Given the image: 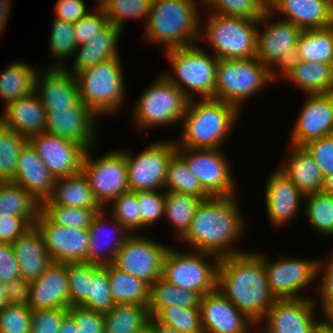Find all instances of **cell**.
<instances>
[{
	"mask_svg": "<svg viewBox=\"0 0 333 333\" xmlns=\"http://www.w3.org/2000/svg\"><path fill=\"white\" fill-rule=\"evenodd\" d=\"M27 306L32 311L69 307L67 263L53 262L38 279L30 282Z\"/></svg>",
	"mask_w": 333,
	"mask_h": 333,
	"instance_id": "cell-26",
	"label": "cell"
},
{
	"mask_svg": "<svg viewBox=\"0 0 333 333\" xmlns=\"http://www.w3.org/2000/svg\"><path fill=\"white\" fill-rule=\"evenodd\" d=\"M175 248L170 246L165 254L162 278L201 297L215 291L220 258L206 252L186 250L187 253Z\"/></svg>",
	"mask_w": 333,
	"mask_h": 333,
	"instance_id": "cell-11",
	"label": "cell"
},
{
	"mask_svg": "<svg viewBox=\"0 0 333 333\" xmlns=\"http://www.w3.org/2000/svg\"><path fill=\"white\" fill-rule=\"evenodd\" d=\"M148 307L140 304H114L104 313V333H136L148 325Z\"/></svg>",
	"mask_w": 333,
	"mask_h": 333,
	"instance_id": "cell-38",
	"label": "cell"
},
{
	"mask_svg": "<svg viewBox=\"0 0 333 333\" xmlns=\"http://www.w3.org/2000/svg\"><path fill=\"white\" fill-rule=\"evenodd\" d=\"M28 141L55 179L81 172L86 151L81 144L47 132L33 135Z\"/></svg>",
	"mask_w": 333,
	"mask_h": 333,
	"instance_id": "cell-20",
	"label": "cell"
},
{
	"mask_svg": "<svg viewBox=\"0 0 333 333\" xmlns=\"http://www.w3.org/2000/svg\"><path fill=\"white\" fill-rule=\"evenodd\" d=\"M154 318L182 333H203L199 308L172 305L162 308Z\"/></svg>",
	"mask_w": 333,
	"mask_h": 333,
	"instance_id": "cell-50",
	"label": "cell"
},
{
	"mask_svg": "<svg viewBox=\"0 0 333 333\" xmlns=\"http://www.w3.org/2000/svg\"><path fill=\"white\" fill-rule=\"evenodd\" d=\"M172 72L162 73L188 100L209 99L215 95L219 60L197 45L164 50ZM195 95H194V94Z\"/></svg>",
	"mask_w": 333,
	"mask_h": 333,
	"instance_id": "cell-5",
	"label": "cell"
},
{
	"mask_svg": "<svg viewBox=\"0 0 333 333\" xmlns=\"http://www.w3.org/2000/svg\"><path fill=\"white\" fill-rule=\"evenodd\" d=\"M108 18L104 9L95 4V8L74 23V35L77 45L88 42L108 24Z\"/></svg>",
	"mask_w": 333,
	"mask_h": 333,
	"instance_id": "cell-56",
	"label": "cell"
},
{
	"mask_svg": "<svg viewBox=\"0 0 333 333\" xmlns=\"http://www.w3.org/2000/svg\"><path fill=\"white\" fill-rule=\"evenodd\" d=\"M108 278V264L93 263V276L90 281L88 299L81 305L89 310L106 313L114 307Z\"/></svg>",
	"mask_w": 333,
	"mask_h": 333,
	"instance_id": "cell-49",
	"label": "cell"
},
{
	"mask_svg": "<svg viewBox=\"0 0 333 333\" xmlns=\"http://www.w3.org/2000/svg\"><path fill=\"white\" fill-rule=\"evenodd\" d=\"M45 132L75 141L86 150L94 147L99 136L97 116L82 102L56 111H46Z\"/></svg>",
	"mask_w": 333,
	"mask_h": 333,
	"instance_id": "cell-21",
	"label": "cell"
},
{
	"mask_svg": "<svg viewBox=\"0 0 333 333\" xmlns=\"http://www.w3.org/2000/svg\"><path fill=\"white\" fill-rule=\"evenodd\" d=\"M54 8V17L71 23L78 22L91 10L84 0H57Z\"/></svg>",
	"mask_w": 333,
	"mask_h": 333,
	"instance_id": "cell-62",
	"label": "cell"
},
{
	"mask_svg": "<svg viewBox=\"0 0 333 333\" xmlns=\"http://www.w3.org/2000/svg\"><path fill=\"white\" fill-rule=\"evenodd\" d=\"M21 277L12 244H0V281L5 285Z\"/></svg>",
	"mask_w": 333,
	"mask_h": 333,
	"instance_id": "cell-61",
	"label": "cell"
},
{
	"mask_svg": "<svg viewBox=\"0 0 333 333\" xmlns=\"http://www.w3.org/2000/svg\"><path fill=\"white\" fill-rule=\"evenodd\" d=\"M288 149L287 157L278 168L304 196L323 191L324 177L310 153L303 146L290 144Z\"/></svg>",
	"mask_w": 333,
	"mask_h": 333,
	"instance_id": "cell-32",
	"label": "cell"
},
{
	"mask_svg": "<svg viewBox=\"0 0 333 333\" xmlns=\"http://www.w3.org/2000/svg\"><path fill=\"white\" fill-rule=\"evenodd\" d=\"M42 204L103 209L95 200L84 173L57 178L50 196Z\"/></svg>",
	"mask_w": 333,
	"mask_h": 333,
	"instance_id": "cell-33",
	"label": "cell"
},
{
	"mask_svg": "<svg viewBox=\"0 0 333 333\" xmlns=\"http://www.w3.org/2000/svg\"><path fill=\"white\" fill-rule=\"evenodd\" d=\"M242 111L222 100H189L181 119L182 134L174 140L176 147L190 149H223V145L237 126ZM226 140V141H225Z\"/></svg>",
	"mask_w": 333,
	"mask_h": 333,
	"instance_id": "cell-3",
	"label": "cell"
},
{
	"mask_svg": "<svg viewBox=\"0 0 333 333\" xmlns=\"http://www.w3.org/2000/svg\"><path fill=\"white\" fill-rule=\"evenodd\" d=\"M103 0H96V4H100Z\"/></svg>",
	"mask_w": 333,
	"mask_h": 333,
	"instance_id": "cell-71",
	"label": "cell"
},
{
	"mask_svg": "<svg viewBox=\"0 0 333 333\" xmlns=\"http://www.w3.org/2000/svg\"><path fill=\"white\" fill-rule=\"evenodd\" d=\"M41 203L22 186L7 181L0 184V217L39 216Z\"/></svg>",
	"mask_w": 333,
	"mask_h": 333,
	"instance_id": "cell-41",
	"label": "cell"
},
{
	"mask_svg": "<svg viewBox=\"0 0 333 333\" xmlns=\"http://www.w3.org/2000/svg\"><path fill=\"white\" fill-rule=\"evenodd\" d=\"M148 325L151 327L153 333H182L158 322L154 317H150Z\"/></svg>",
	"mask_w": 333,
	"mask_h": 333,
	"instance_id": "cell-66",
	"label": "cell"
},
{
	"mask_svg": "<svg viewBox=\"0 0 333 333\" xmlns=\"http://www.w3.org/2000/svg\"><path fill=\"white\" fill-rule=\"evenodd\" d=\"M55 180L28 141L21 149L15 176L10 182L22 186L42 204L50 196Z\"/></svg>",
	"mask_w": 333,
	"mask_h": 333,
	"instance_id": "cell-28",
	"label": "cell"
},
{
	"mask_svg": "<svg viewBox=\"0 0 333 333\" xmlns=\"http://www.w3.org/2000/svg\"><path fill=\"white\" fill-rule=\"evenodd\" d=\"M329 257L326 262L319 259L316 269V278L319 281L316 289L323 317L333 314V253Z\"/></svg>",
	"mask_w": 333,
	"mask_h": 333,
	"instance_id": "cell-55",
	"label": "cell"
},
{
	"mask_svg": "<svg viewBox=\"0 0 333 333\" xmlns=\"http://www.w3.org/2000/svg\"><path fill=\"white\" fill-rule=\"evenodd\" d=\"M137 200L140 211V230L143 229L145 234H149L147 229L164 218L165 190L137 192Z\"/></svg>",
	"mask_w": 333,
	"mask_h": 333,
	"instance_id": "cell-53",
	"label": "cell"
},
{
	"mask_svg": "<svg viewBox=\"0 0 333 333\" xmlns=\"http://www.w3.org/2000/svg\"><path fill=\"white\" fill-rule=\"evenodd\" d=\"M164 190L194 195L202 200L210 198L199 180L190 171L185 159L178 152L172 156L169 162Z\"/></svg>",
	"mask_w": 333,
	"mask_h": 333,
	"instance_id": "cell-42",
	"label": "cell"
},
{
	"mask_svg": "<svg viewBox=\"0 0 333 333\" xmlns=\"http://www.w3.org/2000/svg\"><path fill=\"white\" fill-rule=\"evenodd\" d=\"M152 0H103L99 5L104 9L108 22L123 31L125 21L145 20L147 22Z\"/></svg>",
	"mask_w": 333,
	"mask_h": 333,
	"instance_id": "cell-45",
	"label": "cell"
},
{
	"mask_svg": "<svg viewBox=\"0 0 333 333\" xmlns=\"http://www.w3.org/2000/svg\"><path fill=\"white\" fill-rule=\"evenodd\" d=\"M148 235L131 234L117 252L113 265L152 285L162 277L163 260L170 246Z\"/></svg>",
	"mask_w": 333,
	"mask_h": 333,
	"instance_id": "cell-15",
	"label": "cell"
},
{
	"mask_svg": "<svg viewBox=\"0 0 333 333\" xmlns=\"http://www.w3.org/2000/svg\"><path fill=\"white\" fill-rule=\"evenodd\" d=\"M31 315L27 305L6 304L0 309V333H31Z\"/></svg>",
	"mask_w": 333,
	"mask_h": 333,
	"instance_id": "cell-54",
	"label": "cell"
},
{
	"mask_svg": "<svg viewBox=\"0 0 333 333\" xmlns=\"http://www.w3.org/2000/svg\"><path fill=\"white\" fill-rule=\"evenodd\" d=\"M45 68L38 71L34 90L45 110L75 106L80 101L75 76L65 69Z\"/></svg>",
	"mask_w": 333,
	"mask_h": 333,
	"instance_id": "cell-25",
	"label": "cell"
},
{
	"mask_svg": "<svg viewBox=\"0 0 333 333\" xmlns=\"http://www.w3.org/2000/svg\"><path fill=\"white\" fill-rule=\"evenodd\" d=\"M37 219L38 216L0 217V243L13 244L35 224Z\"/></svg>",
	"mask_w": 333,
	"mask_h": 333,
	"instance_id": "cell-59",
	"label": "cell"
},
{
	"mask_svg": "<svg viewBox=\"0 0 333 333\" xmlns=\"http://www.w3.org/2000/svg\"><path fill=\"white\" fill-rule=\"evenodd\" d=\"M303 203L304 218L311 228L323 237H333V195L325 191L312 193L305 196Z\"/></svg>",
	"mask_w": 333,
	"mask_h": 333,
	"instance_id": "cell-43",
	"label": "cell"
},
{
	"mask_svg": "<svg viewBox=\"0 0 333 333\" xmlns=\"http://www.w3.org/2000/svg\"><path fill=\"white\" fill-rule=\"evenodd\" d=\"M28 138L5 127L0 122V180L11 181L15 176L18 158Z\"/></svg>",
	"mask_w": 333,
	"mask_h": 333,
	"instance_id": "cell-46",
	"label": "cell"
},
{
	"mask_svg": "<svg viewBox=\"0 0 333 333\" xmlns=\"http://www.w3.org/2000/svg\"><path fill=\"white\" fill-rule=\"evenodd\" d=\"M111 296L115 304H140L148 306L150 285L128 272L108 264Z\"/></svg>",
	"mask_w": 333,
	"mask_h": 333,
	"instance_id": "cell-36",
	"label": "cell"
},
{
	"mask_svg": "<svg viewBox=\"0 0 333 333\" xmlns=\"http://www.w3.org/2000/svg\"><path fill=\"white\" fill-rule=\"evenodd\" d=\"M201 296L194 292L177 288L162 277L150 285L148 311L154 317L162 308L180 306L186 308H199Z\"/></svg>",
	"mask_w": 333,
	"mask_h": 333,
	"instance_id": "cell-37",
	"label": "cell"
},
{
	"mask_svg": "<svg viewBox=\"0 0 333 333\" xmlns=\"http://www.w3.org/2000/svg\"><path fill=\"white\" fill-rule=\"evenodd\" d=\"M12 245L14 255L19 262L21 278L25 281H35L53 263L44 239L35 225Z\"/></svg>",
	"mask_w": 333,
	"mask_h": 333,
	"instance_id": "cell-31",
	"label": "cell"
},
{
	"mask_svg": "<svg viewBox=\"0 0 333 333\" xmlns=\"http://www.w3.org/2000/svg\"><path fill=\"white\" fill-rule=\"evenodd\" d=\"M209 12L229 17L259 20L268 10V0H202Z\"/></svg>",
	"mask_w": 333,
	"mask_h": 333,
	"instance_id": "cell-47",
	"label": "cell"
},
{
	"mask_svg": "<svg viewBox=\"0 0 333 333\" xmlns=\"http://www.w3.org/2000/svg\"><path fill=\"white\" fill-rule=\"evenodd\" d=\"M297 45L302 61L333 65V25L302 30Z\"/></svg>",
	"mask_w": 333,
	"mask_h": 333,
	"instance_id": "cell-39",
	"label": "cell"
},
{
	"mask_svg": "<svg viewBox=\"0 0 333 333\" xmlns=\"http://www.w3.org/2000/svg\"><path fill=\"white\" fill-rule=\"evenodd\" d=\"M200 5L202 0H152L143 38L165 50L198 44Z\"/></svg>",
	"mask_w": 333,
	"mask_h": 333,
	"instance_id": "cell-4",
	"label": "cell"
},
{
	"mask_svg": "<svg viewBox=\"0 0 333 333\" xmlns=\"http://www.w3.org/2000/svg\"><path fill=\"white\" fill-rule=\"evenodd\" d=\"M313 333H333V321L324 316V319H321L315 326Z\"/></svg>",
	"mask_w": 333,
	"mask_h": 333,
	"instance_id": "cell-67",
	"label": "cell"
},
{
	"mask_svg": "<svg viewBox=\"0 0 333 333\" xmlns=\"http://www.w3.org/2000/svg\"><path fill=\"white\" fill-rule=\"evenodd\" d=\"M271 83L274 82L270 77L269 67L256 57L220 59L213 98L234 105L241 111L245 100L259 94Z\"/></svg>",
	"mask_w": 333,
	"mask_h": 333,
	"instance_id": "cell-9",
	"label": "cell"
},
{
	"mask_svg": "<svg viewBox=\"0 0 333 333\" xmlns=\"http://www.w3.org/2000/svg\"><path fill=\"white\" fill-rule=\"evenodd\" d=\"M217 290L256 326L277 300L268 286L264 253L260 251L220 258Z\"/></svg>",
	"mask_w": 333,
	"mask_h": 333,
	"instance_id": "cell-1",
	"label": "cell"
},
{
	"mask_svg": "<svg viewBox=\"0 0 333 333\" xmlns=\"http://www.w3.org/2000/svg\"><path fill=\"white\" fill-rule=\"evenodd\" d=\"M333 321V314L328 316Z\"/></svg>",
	"mask_w": 333,
	"mask_h": 333,
	"instance_id": "cell-73",
	"label": "cell"
},
{
	"mask_svg": "<svg viewBox=\"0 0 333 333\" xmlns=\"http://www.w3.org/2000/svg\"><path fill=\"white\" fill-rule=\"evenodd\" d=\"M264 253V265L268 286L276 299L311 298L304 296L302 290H309L315 282L316 269L319 259L289 258L282 255L278 260H268Z\"/></svg>",
	"mask_w": 333,
	"mask_h": 333,
	"instance_id": "cell-16",
	"label": "cell"
},
{
	"mask_svg": "<svg viewBox=\"0 0 333 333\" xmlns=\"http://www.w3.org/2000/svg\"><path fill=\"white\" fill-rule=\"evenodd\" d=\"M88 233L90 240L87 262L101 266L113 264L117 252L131 235L113 216L108 215L105 209L93 217Z\"/></svg>",
	"mask_w": 333,
	"mask_h": 333,
	"instance_id": "cell-24",
	"label": "cell"
},
{
	"mask_svg": "<svg viewBox=\"0 0 333 333\" xmlns=\"http://www.w3.org/2000/svg\"><path fill=\"white\" fill-rule=\"evenodd\" d=\"M316 304L314 299L307 297L277 299L254 331L258 329V333H313L320 321L315 316L319 308Z\"/></svg>",
	"mask_w": 333,
	"mask_h": 333,
	"instance_id": "cell-17",
	"label": "cell"
},
{
	"mask_svg": "<svg viewBox=\"0 0 333 333\" xmlns=\"http://www.w3.org/2000/svg\"><path fill=\"white\" fill-rule=\"evenodd\" d=\"M202 199L190 194L165 191L164 217L173 225L180 240L189 230L194 213Z\"/></svg>",
	"mask_w": 333,
	"mask_h": 333,
	"instance_id": "cell-40",
	"label": "cell"
},
{
	"mask_svg": "<svg viewBox=\"0 0 333 333\" xmlns=\"http://www.w3.org/2000/svg\"><path fill=\"white\" fill-rule=\"evenodd\" d=\"M236 201V196L202 200L189 230L180 240L186 243L184 245L191 246V250L210 253L219 258L246 252L234 246L246 233L243 232L245 218Z\"/></svg>",
	"mask_w": 333,
	"mask_h": 333,
	"instance_id": "cell-2",
	"label": "cell"
},
{
	"mask_svg": "<svg viewBox=\"0 0 333 333\" xmlns=\"http://www.w3.org/2000/svg\"><path fill=\"white\" fill-rule=\"evenodd\" d=\"M69 306H81L89 296L93 263H67Z\"/></svg>",
	"mask_w": 333,
	"mask_h": 333,
	"instance_id": "cell-52",
	"label": "cell"
},
{
	"mask_svg": "<svg viewBox=\"0 0 333 333\" xmlns=\"http://www.w3.org/2000/svg\"><path fill=\"white\" fill-rule=\"evenodd\" d=\"M7 304L27 305L29 301L30 282L21 277L6 285Z\"/></svg>",
	"mask_w": 333,
	"mask_h": 333,
	"instance_id": "cell-63",
	"label": "cell"
},
{
	"mask_svg": "<svg viewBox=\"0 0 333 333\" xmlns=\"http://www.w3.org/2000/svg\"><path fill=\"white\" fill-rule=\"evenodd\" d=\"M7 304L6 301V286L0 281V309Z\"/></svg>",
	"mask_w": 333,
	"mask_h": 333,
	"instance_id": "cell-69",
	"label": "cell"
},
{
	"mask_svg": "<svg viewBox=\"0 0 333 333\" xmlns=\"http://www.w3.org/2000/svg\"><path fill=\"white\" fill-rule=\"evenodd\" d=\"M268 11L302 30L333 25V7L328 0H268Z\"/></svg>",
	"mask_w": 333,
	"mask_h": 333,
	"instance_id": "cell-27",
	"label": "cell"
},
{
	"mask_svg": "<svg viewBox=\"0 0 333 333\" xmlns=\"http://www.w3.org/2000/svg\"><path fill=\"white\" fill-rule=\"evenodd\" d=\"M90 150L85 151L81 171L89 181L95 200L105 209L116 197L129 191L126 159L120 149L95 159Z\"/></svg>",
	"mask_w": 333,
	"mask_h": 333,
	"instance_id": "cell-13",
	"label": "cell"
},
{
	"mask_svg": "<svg viewBox=\"0 0 333 333\" xmlns=\"http://www.w3.org/2000/svg\"><path fill=\"white\" fill-rule=\"evenodd\" d=\"M109 214L113 216L130 234L140 232V211L137 192L127 191L116 197L111 203Z\"/></svg>",
	"mask_w": 333,
	"mask_h": 333,
	"instance_id": "cell-51",
	"label": "cell"
},
{
	"mask_svg": "<svg viewBox=\"0 0 333 333\" xmlns=\"http://www.w3.org/2000/svg\"><path fill=\"white\" fill-rule=\"evenodd\" d=\"M12 3L10 0H0V32L2 33L9 20Z\"/></svg>",
	"mask_w": 333,
	"mask_h": 333,
	"instance_id": "cell-64",
	"label": "cell"
},
{
	"mask_svg": "<svg viewBox=\"0 0 333 333\" xmlns=\"http://www.w3.org/2000/svg\"><path fill=\"white\" fill-rule=\"evenodd\" d=\"M129 191H153L164 188L168 165L177 152L174 140L150 143L138 154L124 148Z\"/></svg>",
	"mask_w": 333,
	"mask_h": 333,
	"instance_id": "cell-12",
	"label": "cell"
},
{
	"mask_svg": "<svg viewBox=\"0 0 333 333\" xmlns=\"http://www.w3.org/2000/svg\"><path fill=\"white\" fill-rule=\"evenodd\" d=\"M268 176L264 194L267 219L275 227H281L300 213L305 196L279 168Z\"/></svg>",
	"mask_w": 333,
	"mask_h": 333,
	"instance_id": "cell-23",
	"label": "cell"
},
{
	"mask_svg": "<svg viewBox=\"0 0 333 333\" xmlns=\"http://www.w3.org/2000/svg\"><path fill=\"white\" fill-rule=\"evenodd\" d=\"M303 147L314 158L324 178L333 174V134L310 141Z\"/></svg>",
	"mask_w": 333,
	"mask_h": 333,
	"instance_id": "cell-57",
	"label": "cell"
},
{
	"mask_svg": "<svg viewBox=\"0 0 333 333\" xmlns=\"http://www.w3.org/2000/svg\"><path fill=\"white\" fill-rule=\"evenodd\" d=\"M39 68H34L26 62L10 63L0 74V100L4 107L9 103L26 97L34 92L35 80Z\"/></svg>",
	"mask_w": 333,
	"mask_h": 333,
	"instance_id": "cell-35",
	"label": "cell"
},
{
	"mask_svg": "<svg viewBox=\"0 0 333 333\" xmlns=\"http://www.w3.org/2000/svg\"><path fill=\"white\" fill-rule=\"evenodd\" d=\"M67 314L65 308L38 309L32 311L31 333H58L63 317Z\"/></svg>",
	"mask_w": 333,
	"mask_h": 333,
	"instance_id": "cell-58",
	"label": "cell"
},
{
	"mask_svg": "<svg viewBox=\"0 0 333 333\" xmlns=\"http://www.w3.org/2000/svg\"><path fill=\"white\" fill-rule=\"evenodd\" d=\"M323 191L333 195V174L328 175L327 177L324 178Z\"/></svg>",
	"mask_w": 333,
	"mask_h": 333,
	"instance_id": "cell-68",
	"label": "cell"
},
{
	"mask_svg": "<svg viewBox=\"0 0 333 333\" xmlns=\"http://www.w3.org/2000/svg\"><path fill=\"white\" fill-rule=\"evenodd\" d=\"M330 5L333 7V0H328Z\"/></svg>",
	"mask_w": 333,
	"mask_h": 333,
	"instance_id": "cell-72",
	"label": "cell"
},
{
	"mask_svg": "<svg viewBox=\"0 0 333 333\" xmlns=\"http://www.w3.org/2000/svg\"><path fill=\"white\" fill-rule=\"evenodd\" d=\"M122 30L108 23L99 33L88 42L76 47L72 67L64 68L70 74H77L97 63L119 57L118 45Z\"/></svg>",
	"mask_w": 333,
	"mask_h": 333,
	"instance_id": "cell-30",
	"label": "cell"
},
{
	"mask_svg": "<svg viewBox=\"0 0 333 333\" xmlns=\"http://www.w3.org/2000/svg\"><path fill=\"white\" fill-rule=\"evenodd\" d=\"M119 57L97 63L77 74H74L79 99L96 116H109L123 109L126 102V84ZM103 114V115H102Z\"/></svg>",
	"mask_w": 333,
	"mask_h": 333,
	"instance_id": "cell-6",
	"label": "cell"
},
{
	"mask_svg": "<svg viewBox=\"0 0 333 333\" xmlns=\"http://www.w3.org/2000/svg\"><path fill=\"white\" fill-rule=\"evenodd\" d=\"M145 89L131 111L139 130L181 123L189 100L180 89L163 74Z\"/></svg>",
	"mask_w": 333,
	"mask_h": 333,
	"instance_id": "cell-10",
	"label": "cell"
},
{
	"mask_svg": "<svg viewBox=\"0 0 333 333\" xmlns=\"http://www.w3.org/2000/svg\"><path fill=\"white\" fill-rule=\"evenodd\" d=\"M199 309L203 333H249L256 329V325L217 289L201 297Z\"/></svg>",
	"mask_w": 333,
	"mask_h": 333,
	"instance_id": "cell-22",
	"label": "cell"
},
{
	"mask_svg": "<svg viewBox=\"0 0 333 333\" xmlns=\"http://www.w3.org/2000/svg\"><path fill=\"white\" fill-rule=\"evenodd\" d=\"M136 333H153V331H152L151 327L149 325H147L142 330H140Z\"/></svg>",
	"mask_w": 333,
	"mask_h": 333,
	"instance_id": "cell-70",
	"label": "cell"
},
{
	"mask_svg": "<svg viewBox=\"0 0 333 333\" xmlns=\"http://www.w3.org/2000/svg\"><path fill=\"white\" fill-rule=\"evenodd\" d=\"M305 97L290 133L289 142L294 146L333 134V92Z\"/></svg>",
	"mask_w": 333,
	"mask_h": 333,
	"instance_id": "cell-19",
	"label": "cell"
},
{
	"mask_svg": "<svg viewBox=\"0 0 333 333\" xmlns=\"http://www.w3.org/2000/svg\"><path fill=\"white\" fill-rule=\"evenodd\" d=\"M273 17L276 16L267 10L259 19L258 24H265V28L262 32L257 28L256 58L269 67L275 83L277 76L285 78L300 63L297 44L302 29L282 18L272 22Z\"/></svg>",
	"mask_w": 333,
	"mask_h": 333,
	"instance_id": "cell-7",
	"label": "cell"
},
{
	"mask_svg": "<svg viewBox=\"0 0 333 333\" xmlns=\"http://www.w3.org/2000/svg\"><path fill=\"white\" fill-rule=\"evenodd\" d=\"M41 233L52 262H87L88 229L69 228L53 223L42 211L34 224Z\"/></svg>",
	"mask_w": 333,
	"mask_h": 333,
	"instance_id": "cell-18",
	"label": "cell"
},
{
	"mask_svg": "<svg viewBox=\"0 0 333 333\" xmlns=\"http://www.w3.org/2000/svg\"><path fill=\"white\" fill-rule=\"evenodd\" d=\"M284 79L291 81L304 95L332 93L333 65L301 60Z\"/></svg>",
	"mask_w": 333,
	"mask_h": 333,
	"instance_id": "cell-34",
	"label": "cell"
},
{
	"mask_svg": "<svg viewBox=\"0 0 333 333\" xmlns=\"http://www.w3.org/2000/svg\"><path fill=\"white\" fill-rule=\"evenodd\" d=\"M222 150L177 147V152L210 197H233L237 193L234 172Z\"/></svg>",
	"mask_w": 333,
	"mask_h": 333,
	"instance_id": "cell-14",
	"label": "cell"
},
{
	"mask_svg": "<svg viewBox=\"0 0 333 333\" xmlns=\"http://www.w3.org/2000/svg\"><path fill=\"white\" fill-rule=\"evenodd\" d=\"M199 43L206 42L218 59L256 57V34L259 20L208 13Z\"/></svg>",
	"mask_w": 333,
	"mask_h": 333,
	"instance_id": "cell-8",
	"label": "cell"
},
{
	"mask_svg": "<svg viewBox=\"0 0 333 333\" xmlns=\"http://www.w3.org/2000/svg\"><path fill=\"white\" fill-rule=\"evenodd\" d=\"M46 115L39 97L33 92L4 107L0 122L29 139L33 135L45 132Z\"/></svg>",
	"mask_w": 333,
	"mask_h": 333,
	"instance_id": "cell-29",
	"label": "cell"
},
{
	"mask_svg": "<svg viewBox=\"0 0 333 333\" xmlns=\"http://www.w3.org/2000/svg\"><path fill=\"white\" fill-rule=\"evenodd\" d=\"M67 313L78 326L79 333H104V313L89 310L82 306H69Z\"/></svg>",
	"mask_w": 333,
	"mask_h": 333,
	"instance_id": "cell-60",
	"label": "cell"
},
{
	"mask_svg": "<svg viewBox=\"0 0 333 333\" xmlns=\"http://www.w3.org/2000/svg\"><path fill=\"white\" fill-rule=\"evenodd\" d=\"M58 333H79L76 322L68 313L63 317Z\"/></svg>",
	"mask_w": 333,
	"mask_h": 333,
	"instance_id": "cell-65",
	"label": "cell"
},
{
	"mask_svg": "<svg viewBox=\"0 0 333 333\" xmlns=\"http://www.w3.org/2000/svg\"><path fill=\"white\" fill-rule=\"evenodd\" d=\"M51 24L49 53L53 57L54 63H51L49 68L64 69L66 67L64 62L68 61L65 59L72 58L78 46L74 35V23L54 17Z\"/></svg>",
	"mask_w": 333,
	"mask_h": 333,
	"instance_id": "cell-44",
	"label": "cell"
},
{
	"mask_svg": "<svg viewBox=\"0 0 333 333\" xmlns=\"http://www.w3.org/2000/svg\"><path fill=\"white\" fill-rule=\"evenodd\" d=\"M102 209L41 204V211L55 224L69 228L88 229L93 217Z\"/></svg>",
	"mask_w": 333,
	"mask_h": 333,
	"instance_id": "cell-48",
	"label": "cell"
}]
</instances>
